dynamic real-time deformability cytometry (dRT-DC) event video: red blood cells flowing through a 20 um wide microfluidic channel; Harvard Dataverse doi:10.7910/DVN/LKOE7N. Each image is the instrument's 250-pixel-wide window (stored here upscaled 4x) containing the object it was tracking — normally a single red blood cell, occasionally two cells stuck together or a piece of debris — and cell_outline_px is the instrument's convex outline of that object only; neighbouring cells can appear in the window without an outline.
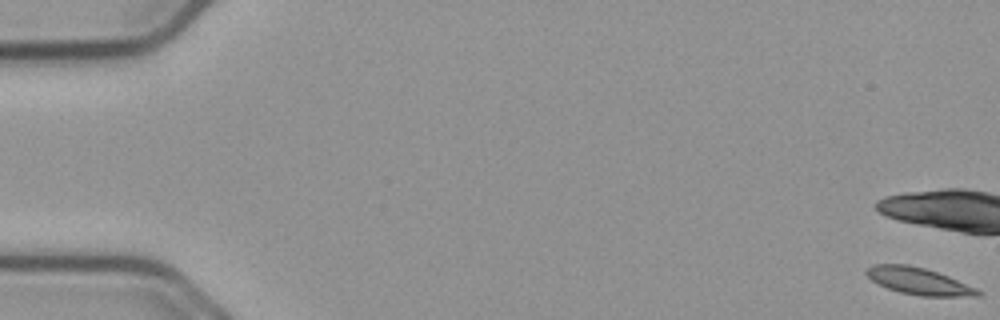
{"species": "common noctule bat (a hibernating species)", "species_latin": "Nyctalus noctula", "temperature_condition": "cold", "stored_images_in_passage": 12, "camera_frame_rate_fps": 3000, "um_per_image_px": 0.085, "animal": {"sex": "male", "body_mass_g": 23.1, "forearm_length_mm": 52.7}, "frame": {"image": 1, "passage_image": 1, "time_ms": 0.0, "image_size_px": [1000, 320], "cell_outline_px": [[984, 292], [980, 296], [920, 296], [900, 292], [888, 288], [872, 280], [864, 272], [872, 264], [908, 264], [924, 268], [948, 276], [976, 288]], "centroid_in_image_um": [78.11, 23.89], "position_along_channel_um": 6.9, "area_um2": 17.34}}